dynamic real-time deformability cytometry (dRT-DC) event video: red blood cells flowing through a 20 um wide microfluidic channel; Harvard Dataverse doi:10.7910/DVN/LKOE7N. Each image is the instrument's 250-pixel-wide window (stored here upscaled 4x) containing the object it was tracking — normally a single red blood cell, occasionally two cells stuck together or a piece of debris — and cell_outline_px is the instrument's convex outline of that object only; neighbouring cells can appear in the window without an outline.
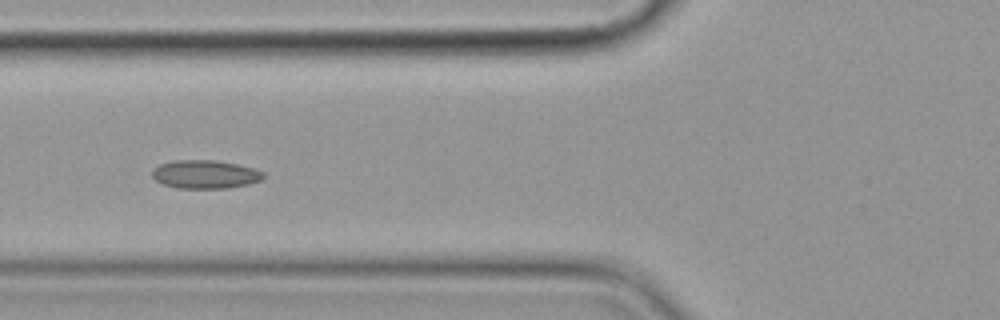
{"species": "common noctule bat (a hibernating species)", "species_latin": "Nyctalus noctula", "temperature_condition": "cold", "stored_images_in_passage": 9, "camera_frame_rate_fps": 3000, "um_per_image_px": 0.085, "animal": {"sex": "female", "body_mass_g": 19.9}, "frame": {"image": 1, "passage_image": 6, "time_ms": 5.667, "image_size_px": [1000, 320], "cell_outline_px": [[264, 176], [260, 180], [248, 184], [228, 188], [176, 188], [164, 184], [156, 180], [152, 176], [152, 172], [160, 164], [172, 160], [216, 160], [236, 164], [252, 168], [264, 172]], "centroid_in_image_um": [17.43, 14.81], "position_along_channel_um": 108.4, "area_um2": 18.26}}
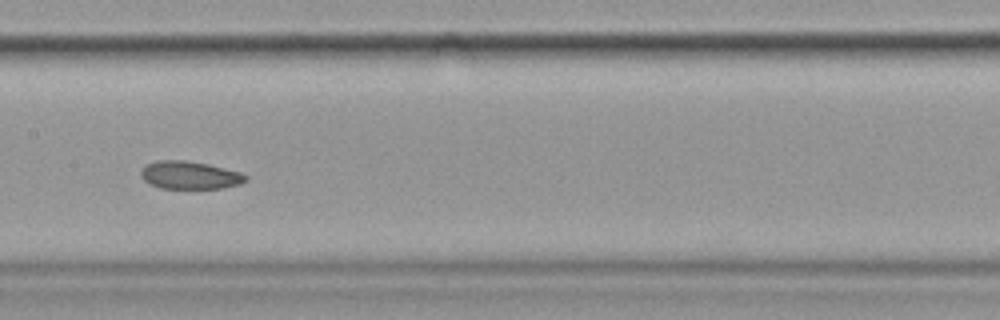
{"frame": {"image": 2, "passage_image": 8, "time_ms": 8.0, "image_size_px": [1000, 320], "cell_outline_px": [[248, 180], [240, 184], [224, 188], [160, 188], [148, 184], [140, 176], [140, 172], [148, 164], [156, 160], [184, 160], [208, 164], [240, 172], [248, 176]], "centroid_in_image_um": [16.14, 14.89], "position_along_channel_um": 191.3, "area_um2": 17.05}}
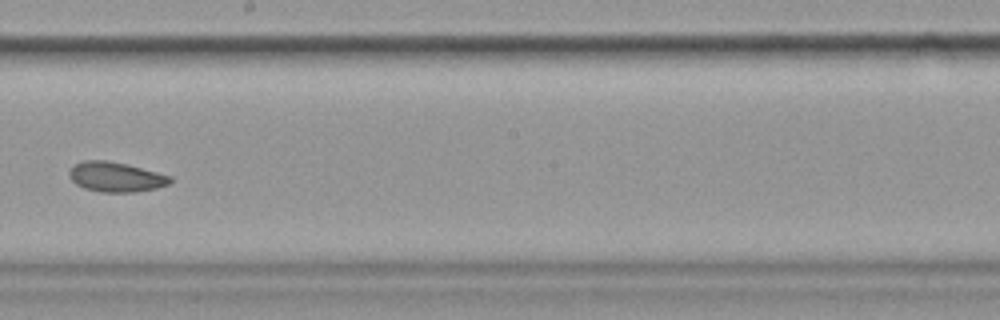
{"frame": {"image": 3, "passage_image": 9, "time_ms": 9.333, "image_size_px": [1000, 320], "cell_outline_px": [[172, 180], [168, 184], [156, 188], [132, 192], [100, 192], [84, 188], [76, 184], [68, 176], [68, 172], [76, 164], [84, 160], [104, 160], [128, 164], [172, 176]], "centroid_in_image_um": [9.84, 15.04], "position_along_channel_um": 238.4, "area_um2": 17.51}}